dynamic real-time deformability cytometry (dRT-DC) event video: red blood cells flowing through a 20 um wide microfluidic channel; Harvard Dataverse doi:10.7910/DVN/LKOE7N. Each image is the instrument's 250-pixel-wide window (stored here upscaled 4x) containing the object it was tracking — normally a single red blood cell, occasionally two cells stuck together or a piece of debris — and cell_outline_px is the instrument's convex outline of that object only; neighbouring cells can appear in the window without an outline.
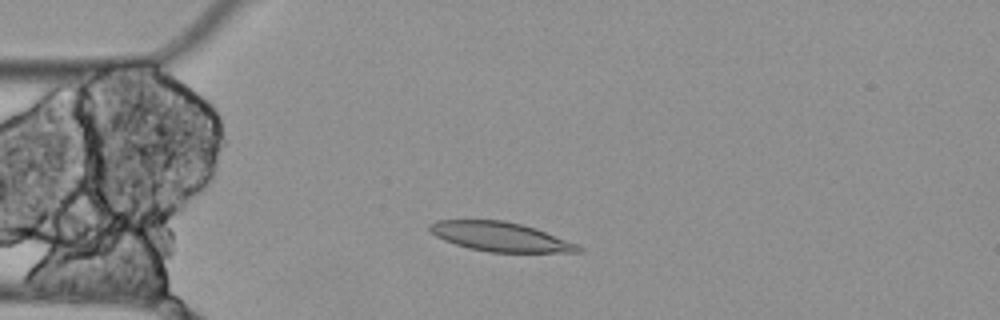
{"species": "Egyptian fruit bat (a non-hibernating species)", "species_latin": "Rousettus aegyptiacus", "temperature_condition": "cold", "stored_images_in_passage": 3, "camera_frame_rate_fps": 3000, "um_per_image_px": 0.085, "animal": {"sex": "female"}, "frame": {"image": 1, "passage_image": 2, "time_ms": 0.333, "image_size_px": [1000, 320], "cell_outline_px": [[584, 248], [580, 252], [488, 252], [468, 248], [444, 240], [436, 236], [428, 228], [428, 224], [436, 220], [504, 220], [536, 228], [576, 244]], "centroid_in_image_um": [42.5, 20.12], "position_along_channel_um": 42.5, "area_um2": 25.2}}